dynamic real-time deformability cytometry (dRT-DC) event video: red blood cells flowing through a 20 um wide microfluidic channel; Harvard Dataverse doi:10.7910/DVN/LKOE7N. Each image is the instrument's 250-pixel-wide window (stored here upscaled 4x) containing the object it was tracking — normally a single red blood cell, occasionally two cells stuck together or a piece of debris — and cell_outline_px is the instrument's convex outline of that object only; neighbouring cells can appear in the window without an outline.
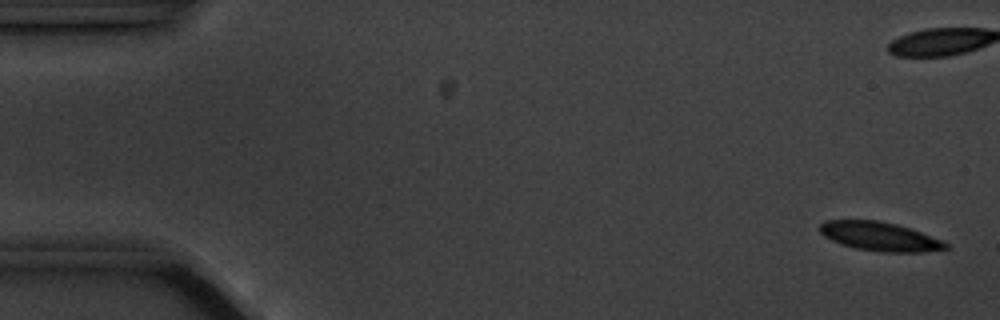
{"species": "common noctule bat (a hibernating species)", "species_latin": "Nyctalus noctula", "temperature_condition": "cold", "stored_images_in_passage": 5, "camera_frame_rate_fps": 3000, "um_per_image_px": 0.085, "animal": {"sex": "male", "body_mass_g": 20.1, "forearm_length_mm": 53.5}, "frame": {"image": 1, "passage_image": 1, "time_ms": 0.0, "image_size_px": [1000, 320], "cell_outline_px": [[948, 248], [920, 252], [888, 252], [856, 248], [832, 240], [824, 236], [820, 232], [820, 224], [824, 220], [880, 220], [896, 224], [944, 240], [948, 244]], "centroid_in_image_um": [74.78, 20.08], "position_along_channel_um": 10.2, "area_um2": 20.92}}